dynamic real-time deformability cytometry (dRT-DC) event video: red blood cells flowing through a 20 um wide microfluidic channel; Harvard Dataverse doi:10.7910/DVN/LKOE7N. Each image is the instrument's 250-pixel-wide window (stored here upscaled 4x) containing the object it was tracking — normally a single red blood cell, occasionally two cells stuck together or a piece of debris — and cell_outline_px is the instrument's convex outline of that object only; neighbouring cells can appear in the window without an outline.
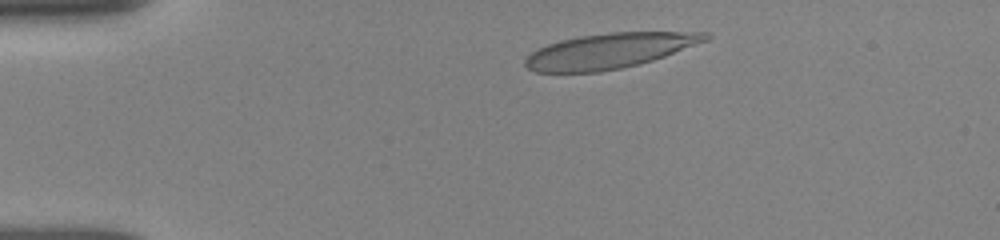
{"species": "human", "species_latin": "Homo sapiens", "temperature_condition": "room temperature", "stored_images_in_passage": 47, "camera_frame_rate_fps": 3000, "um_per_image_px": 0.085, "donor": {"sex": "female"}, "frame": {"image": 1, "passage_image": 1, "time_ms": 0.0, "image_size_px": [1000, 240], "cell_outline_px": [[712, 36], [708, 40], [664, 56], [652, 60], [620, 68], [600, 72], [536, 72], [528, 68], [524, 64], [524, 60], [532, 52], [548, 44], [560, 40], [580, 36], [608, 32], [708, 32]], "centroid_in_image_um": [51.81, 4.31], "position_along_channel_um": 33.2, "area_um2": 36.65}}
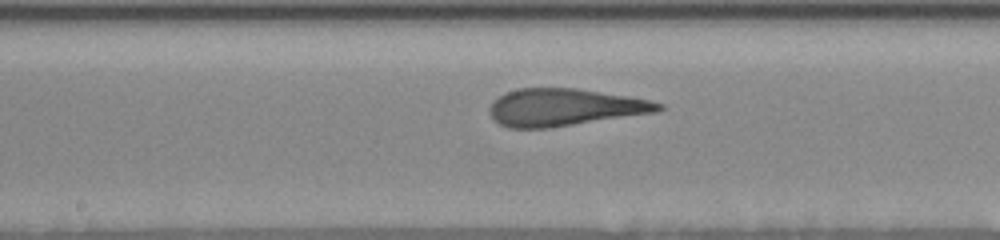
{"frame": {"image": 2, "passage_image": 28, "time_ms": 5.667, "image_size_px": [1000, 240], "cell_outline_px": [[664, 108], [656, 112], [548, 128], [508, 128], [492, 120], [488, 112], [488, 108], [492, 100], [504, 92], [520, 88], [576, 88], [628, 96], [648, 100], [664, 104]], "centroid_in_image_um": [47.9, 9.12], "position_along_channel_um": 200.3, "area_um2": 36.82}}
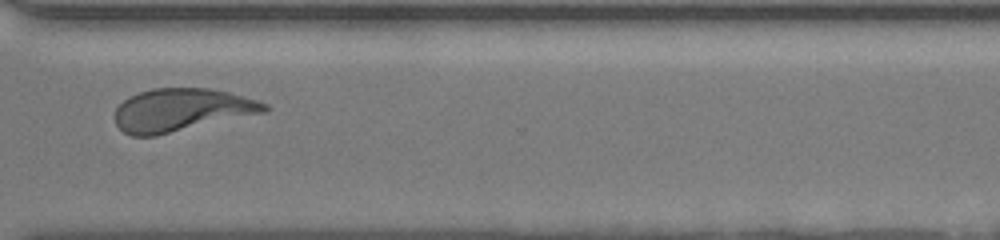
{"frame": {"image": 3, "passage_image": 46, "time_ms": 9.667, "image_size_px": [1000, 240], "cell_outline_px": [[268, 112], [156, 136], [132, 136], [124, 132], [116, 124], [116, 108], [128, 96], [152, 88], [208, 88], [228, 92], [256, 100], [268, 104]], "centroid_in_image_um": [15.44, 9.35], "position_along_channel_um": 355.2, "area_um2": 37.4}}